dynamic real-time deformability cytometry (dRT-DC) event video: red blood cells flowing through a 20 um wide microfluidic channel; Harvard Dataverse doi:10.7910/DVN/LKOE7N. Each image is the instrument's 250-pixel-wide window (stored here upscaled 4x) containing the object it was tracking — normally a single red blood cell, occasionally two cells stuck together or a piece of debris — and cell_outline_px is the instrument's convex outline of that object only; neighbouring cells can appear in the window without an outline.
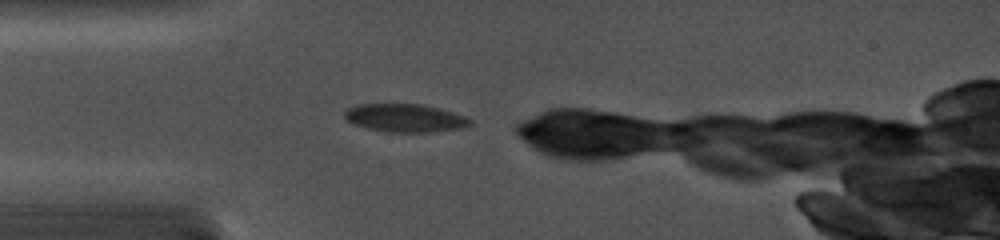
{"species": "common noctule bat (a hibernating species)", "species_latin": "Nyctalus noctula", "temperature_condition": "cold", "stored_images_in_passage": 3, "camera_frame_rate_fps": 5000, "um_per_image_px": 0.085, "animal": {"sex": "female", "body_mass_g": 19.0, "forearm_length_mm": 56.7}, "frame": {"image": 1, "passage_image": 1, "time_ms": 0.0, "image_size_px": [1000, 240], "cell_outline_px": [[472, 124], [468, 128], [432, 132], [384, 132], [352, 124], [344, 120], [344, 112], [348, 108], [356, 104], [420, 104], [440, 108], [464, 116], [472, 120]], "centroid_in_image_um": [34.43, 10.04], "position_along_channel_um": 50.6, "area_um2": 20.92}}